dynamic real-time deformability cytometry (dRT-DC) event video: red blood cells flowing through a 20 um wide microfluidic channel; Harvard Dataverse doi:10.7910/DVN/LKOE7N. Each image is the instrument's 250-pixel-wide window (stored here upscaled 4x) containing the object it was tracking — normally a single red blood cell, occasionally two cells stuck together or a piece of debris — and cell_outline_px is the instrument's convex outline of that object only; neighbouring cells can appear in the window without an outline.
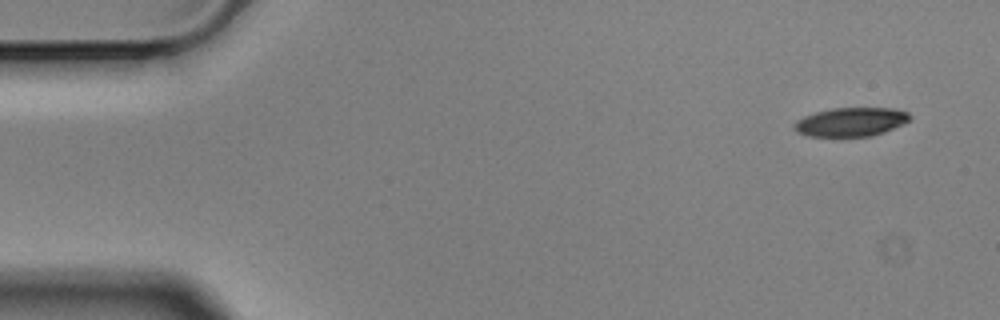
{"species": "Egyptian fruit bat (a non-hibernating species)", "species_latin": "Rousettus aegyptiacus", "temperature_condition": "cold", "stored_images_in_passage": 9, "camera_frame_rate_fps": 3000, "um_per_image_px": 0.085, "animal": {"sex": "male"}, "frame": {"image": 1, "passage_image": 1, "time_ms": 0.0, "image_size_px": [1000, 320], "cell_outline_px": [[912, 116], [904, 124], [884, 132], [872, 136], [808, 136], [796, 132], [792, 128], [792, 124], [796, 120], [804, 116], [816, 112], [832, 108], [896, 108], [908, 112]], "centroid_in_image_um": [72.31, 10.36], "position_along_channel_um": 12.7, "area_um2": 19.59}}
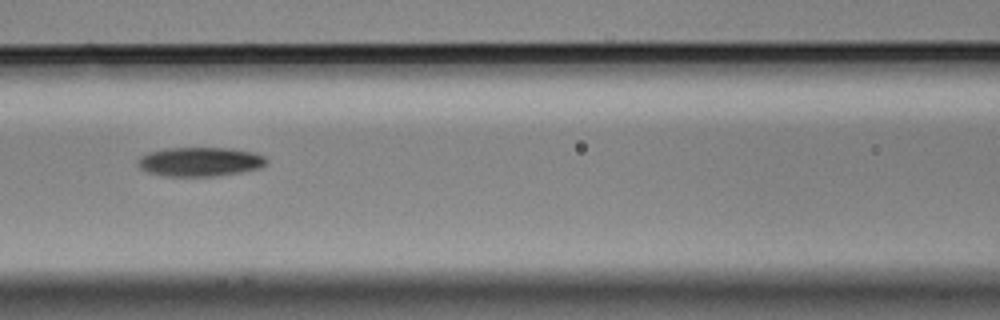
{"frame": {"image": 2, "passage_image": 7, "time_ms": 2.0, "image_size_px": [1000, 320], "cell_outline_px": [[268, 160], [260, 168], [240, 172], [216, 176], [164, 176], [148, 172], [140, 168], [136, 164], [136, 160], [140, 156], [148, 152], [164, 148], [228, 148], [252, 152], [264, 156]], "centroid_in_image_um": [16.94, 13.74], "position_along_channel_um": 149.7, "area_um2": 21.91}}
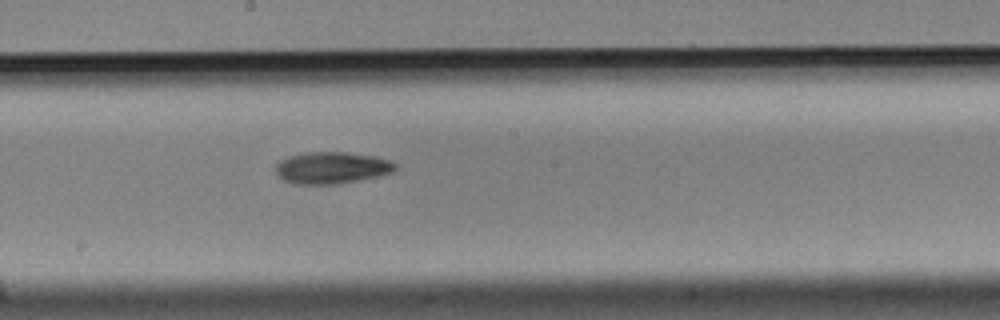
{"frame": {"image": 3, "passage_image": 9, "time_ms": 2.667, "image_size_px": [1000, 320], "cell_outline_px": [[396, 168], [392, 172], [380, 176], [336, 184], [292, 184], [284, 180], [276, 172], [276, 164], [280, 160], [288, 156], [308, 152], [348, 152], [376, 156], [392, 160], [396, 164]], "centroid_in_image_um": [28.22, 14.25], "position_along_channel_um": 220.0, "area_um2": 22.31}}